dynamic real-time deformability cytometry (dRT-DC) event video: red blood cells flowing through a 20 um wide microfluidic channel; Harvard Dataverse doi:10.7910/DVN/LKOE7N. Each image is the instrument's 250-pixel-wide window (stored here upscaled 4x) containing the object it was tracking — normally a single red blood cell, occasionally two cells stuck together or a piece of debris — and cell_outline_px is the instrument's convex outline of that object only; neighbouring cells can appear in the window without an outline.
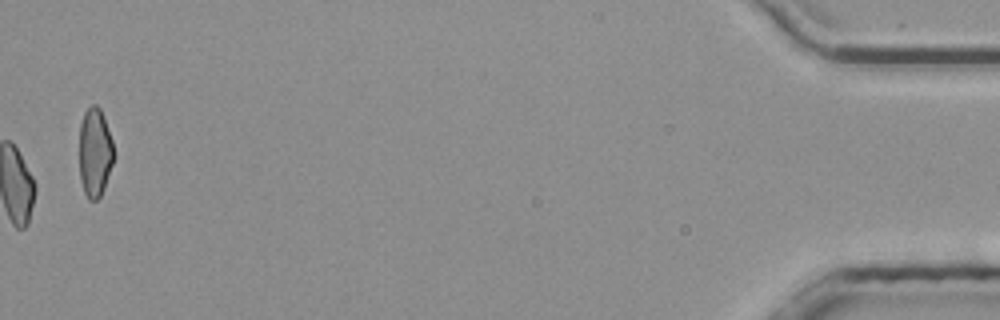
{"species": "common noctule bat (a hibernating species)", "species_latin": "Nyctalus noctula", "temperature_condition": "room temperature", "stored_images_in_passage": 45, "camera_frame_rate_fps": 3000, "um_per_image_px": 0.085, "animal": {"sex": "male", "body_mass_g": 20.4}, "frame": {"image": 1, "passage_image": 45, "time_ms": 14.667, "image_size_px": [1000, 320], "cell_outline_px": [[112, 164], [104, 188], [100, 196], [96, 200], [88, 200], [84, 192], [80, 176], [80, 124], [84, 112], [92, 104], [96, 104], [100, 108], [104, 116], [112, 140]], "centroid_in_image_um": [8.05, 12.94], "position_along_channel_um": 427.1, "area_um2": 17.63}, "authors_computed_cell_mechanics": {"area_um2": 17.629, "velocity_mm_per_s": 3.8543, "shape_relaxation_time_tau1_ms": null, "shape_relaxation_time_tau2_ms": 3.3087, "deformation_change_tau1": null, "deformation_change_tau2": 0.0976}}